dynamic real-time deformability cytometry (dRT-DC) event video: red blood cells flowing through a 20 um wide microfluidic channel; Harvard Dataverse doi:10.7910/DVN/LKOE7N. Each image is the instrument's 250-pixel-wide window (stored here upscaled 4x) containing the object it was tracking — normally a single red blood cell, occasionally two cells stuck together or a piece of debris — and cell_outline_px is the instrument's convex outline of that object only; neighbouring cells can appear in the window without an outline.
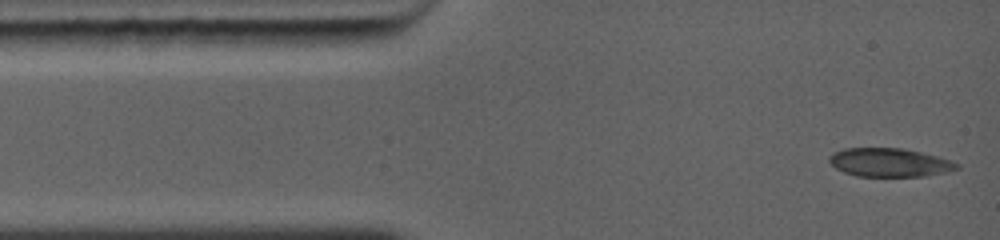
{"species": "common noctule bat (a hibernating species)", "species_latin": "Nyctalus noctula", "temperature_condition": "warm", "stored_images_in_passage": 8, "camera_frame_rate_fps": 5000, "um_per_image_px": 0.085, "animal": {"sex": "female", "body_mass_g": 19.0, "forearm_length_mm": 56.7}, "frame": {"image": 1, "passage_image": 1, "time_ms": 0.0, "image_size_px": [1000, 240], "cell_outline_px": [[960, 168], [948, 172], [928, 176], [856, 176], [844, 172], [836, 168], [828, 160], [828, 156], [832, 152], [844, 148], [904, 148], [952, 160], [960, 164]], "centroid_in_image_um": [75.63, 13.81], "position_along_channel_um": 9.4, "area_um2": 21.44}}
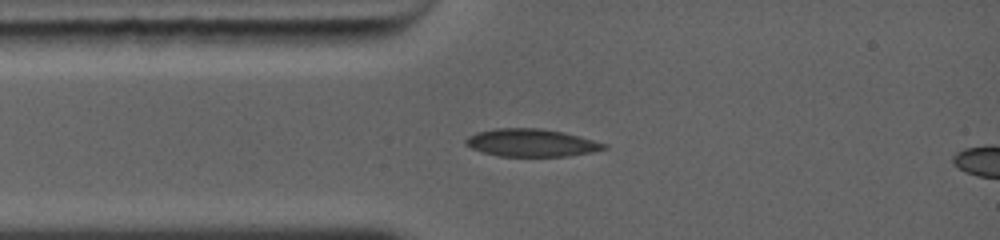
{"frame": {"image": 2, "passage_image": 7, "time_ms": 2.0, "image_size_px": [1000, 240], "cell_outline_px": [[608, 148], [592, 152], [564, 156], [500, 156], [484, 152], [472, 148], [464, 144], [464, 140], [468, 136], [476, 132], [496, 128], [536, 128], [560, 132], [580, 136], [608, 144]], "centroid_in_image_um": [45.15, 12.13], "position_along_channel_um": 39.8, "area_um2": 22.14}}